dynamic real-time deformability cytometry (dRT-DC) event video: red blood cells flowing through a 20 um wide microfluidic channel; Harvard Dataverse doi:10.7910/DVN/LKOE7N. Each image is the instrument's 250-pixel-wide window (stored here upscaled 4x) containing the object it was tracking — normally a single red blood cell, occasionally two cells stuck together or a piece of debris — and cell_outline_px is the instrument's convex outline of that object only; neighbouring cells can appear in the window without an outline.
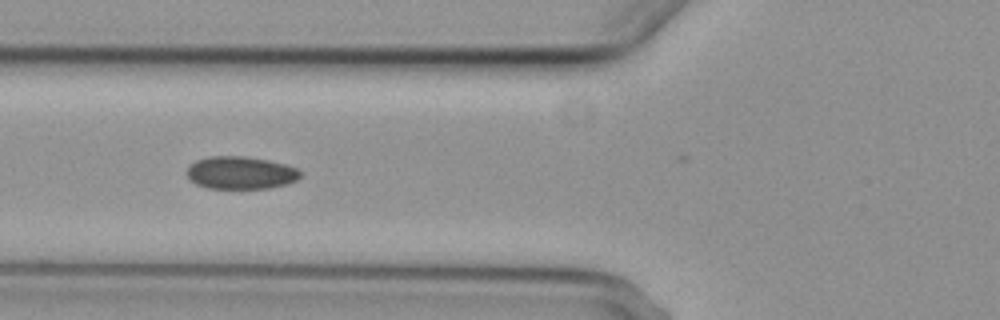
{"species": "common noctule bat (a hibernating species)", "species_latin": "Nyctalus noctula", "temperature_condition": "cold", "stored_images_in_passage": 8, "camera_frame_rate_fps": 3000, "um_per_image_px": 0.085, "animal": {"sex": "female", "body_mass_g": 29.2, "forearm_length_mm": 56.3}, "frame": {"image": 1, "passage_image": 5, "time_ms": 4.667, "image_size_px": [1000, 320], "cell_outline_px": [[300, 176], [296, 180], [288, 184], [268, 188], [208, 188], [196, 184], [184, 172], [196, 160], [208, 156], [244, 156], [268, 160], [288, 164], [300, 168]], "centroid_in_image_um": [20.48, 14.67], "position_along_channel_um": 105.3, "area_um2": 21.73}}
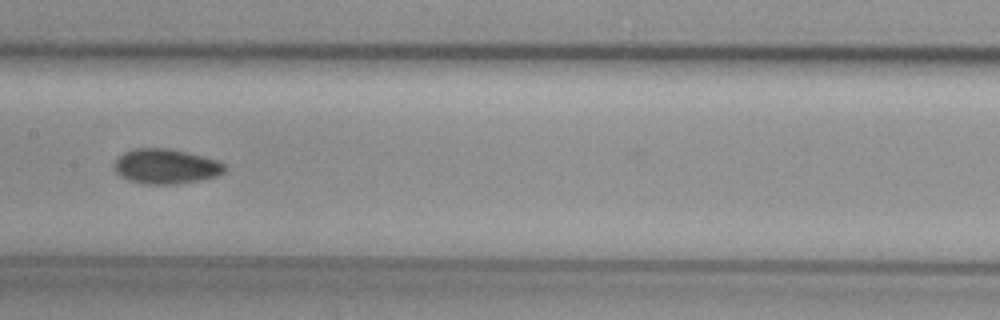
{"frame": {"image": 2, "passage_image": 7, "time_ms": 7.0, "image_size_px": [1000, 320], "cell_outline_px": [[224, 172], [216, 176], [200, 180], [176, 184], [144, 184], [128, 180], [120, 176], [112, 168], [112, 164], [124, 152], [132, 148], [164, 148], [184, 152], [216, 160], [224, 164]], "centroid_in_image_um": [14.02, 14.15], "position_along_channel_um": 193.4, "area_um2": 22.31}}
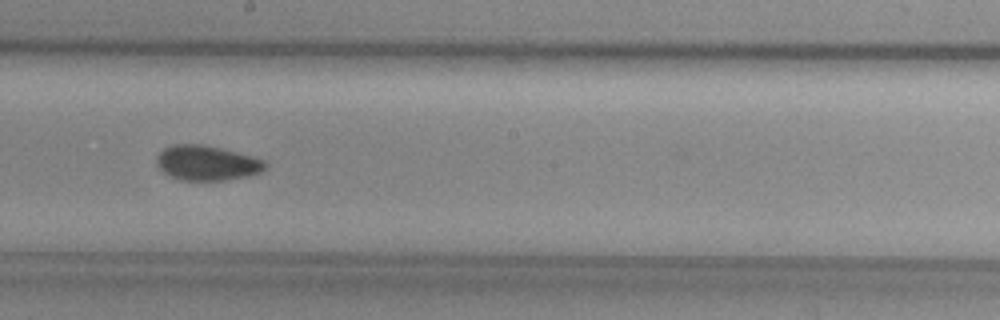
{"frame": {"image": 3, "passage_image": 8, "time_ms": 8.0, "image_size_px": [1000, 320], "cell_outline_px": [[268, 164], [260, 172], [248, 176], [224, 180], [180, 180], [168, 176], [156, 164], [156, 156], [164, 148], [172, 144], [200, 144], [220, 148], [252, 156], [264, 160]], "centroid_in_image_um": [17.55, 13.85], "position_along_channel_um": 230.6, "area_um2": 22.08}}